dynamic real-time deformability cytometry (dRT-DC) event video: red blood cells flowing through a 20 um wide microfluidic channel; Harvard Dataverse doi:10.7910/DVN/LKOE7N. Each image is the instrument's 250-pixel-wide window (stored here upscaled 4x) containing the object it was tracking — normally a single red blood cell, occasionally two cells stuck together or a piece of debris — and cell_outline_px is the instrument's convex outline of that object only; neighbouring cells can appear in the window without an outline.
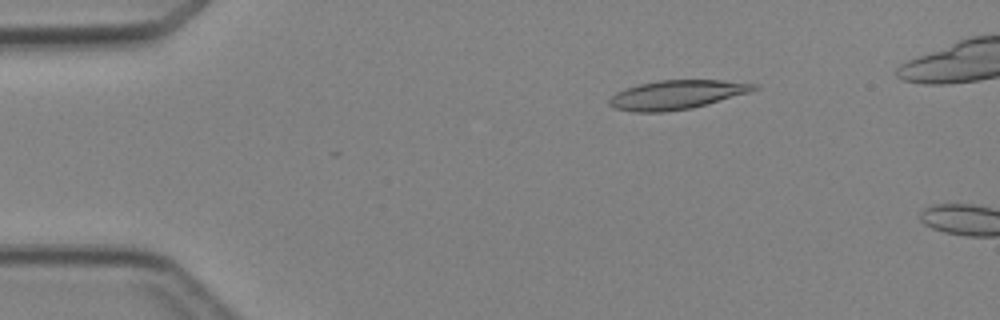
{"species": "Egyptian fruit bat (a non-hibernating species)", "species_latin": "Rousettus aegyptiacus", "temperature_condition": "cold", "stored_images_in_passage": 2, "camera_frame_rate_fps": 3000, "um_per_image_px": 0.085, "animal": {"sex": "female"}, "frame": {"image": 1, "passage_image": 1, "time_ms": 0.0, "image_size_px": [1000, 320], "cell_outline_px": [[760, 88], [748, 92], [708, 104], [692, 108], [664, 112], [632, 112], [616, 108], [608, 104], [608, 100], [616, 92], [624, 88], [640, 84], [660, 80], [720, 80], [760, 84]], "centroid_in_image_um": [57.52, 8.05], "position_along_channel_um": 27.5, "area_um2": 24.45}}